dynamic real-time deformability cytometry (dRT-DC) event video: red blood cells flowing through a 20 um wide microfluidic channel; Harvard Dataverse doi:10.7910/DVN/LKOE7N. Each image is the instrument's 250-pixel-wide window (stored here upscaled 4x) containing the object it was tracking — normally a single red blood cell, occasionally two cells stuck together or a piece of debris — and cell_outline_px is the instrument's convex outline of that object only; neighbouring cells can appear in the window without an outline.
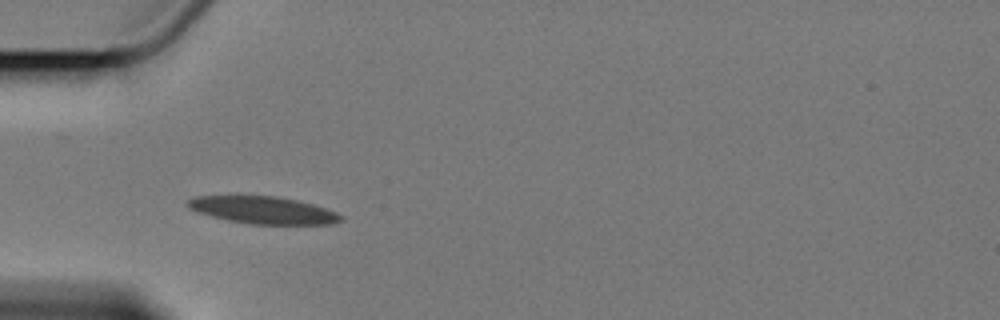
{"species": "Egyptian fruit bat (a non-hibernating species)", "species_latin": "Rousettus aegyptiacus", "temperature_condition": "cold", "stored_images_in_passage": 4, "camera_frame_rate_fps": 3000, "um_per_image_px": 0.085, "animal": {"sex": "female"}, "frame": {"image": 1, "passage_image": 3, "time_ms": 2.667, "image_size_px": [1000, 320], "cell_outline_px": [[344, 220], [332, 224], [248, 224], [228, 220], [196, 212], [188, 208], [184, 204], [192, 196], [276, 196], [296, 200], [312, 204], [336, 212], [344, 216]], "centroid_in_image_um": [22.34, 17.86], "position_along_channel_um": 62.7, "area_um2": 24.39}}
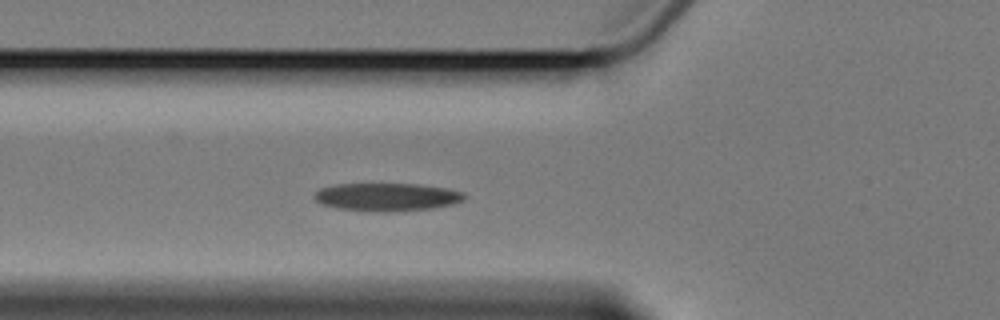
{"frame": {"image": 2, "passage_image": 4, "time_ms": 3.667, "image_size_px": [1000, 320], "cell_outline_px": [[468, 196], [464, 200], [452, 204], [436, 208], [388, 212], [380, 212], [336, 208], [320, 204], [312, 196], [320, 188], [336, 184], [420, 184], [448, 188], [464, 192]], "centroid_in_image_um": [32.92, 16.74], "position_along_channel_um": 92.9, "area_um2": 24.8}}